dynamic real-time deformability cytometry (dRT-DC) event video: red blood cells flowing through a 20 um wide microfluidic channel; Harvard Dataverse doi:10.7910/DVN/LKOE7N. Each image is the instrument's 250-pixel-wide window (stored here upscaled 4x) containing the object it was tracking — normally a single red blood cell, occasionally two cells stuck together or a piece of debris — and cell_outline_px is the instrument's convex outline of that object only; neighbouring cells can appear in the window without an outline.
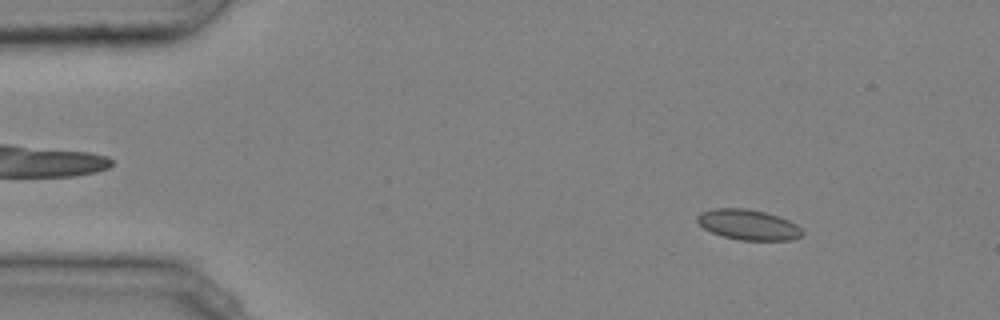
{"species": "common noctule bat (a hibernating species)", "species_latin": "Nyctalus noctula", "temperature_condition": "cold", "stored_images_in_passage": 43, "camera_frame_rate_fps": 3000, "um_per_image_px": 0.085, "animal": {"sex": "male", "body_mass_g": 20.4}, "frame": {"image": 1, "passage_image": 2, "time_ms": 0.333, "image_size_px": [1000, 320], "cell_outline_px": [[804, 232], [800, 236], [792, 240], [740, 240], [724, 236], [712, 232], [704, 228], [696, 220], [696, 216], [700, 212], [712, 208], [744, 208], [764, 212], [788, 220], [796, 224]], "centroid_in_image_um": [63.58, 19.09], "position_along_channel_um": 21.4, "area_um2": 18.44}}
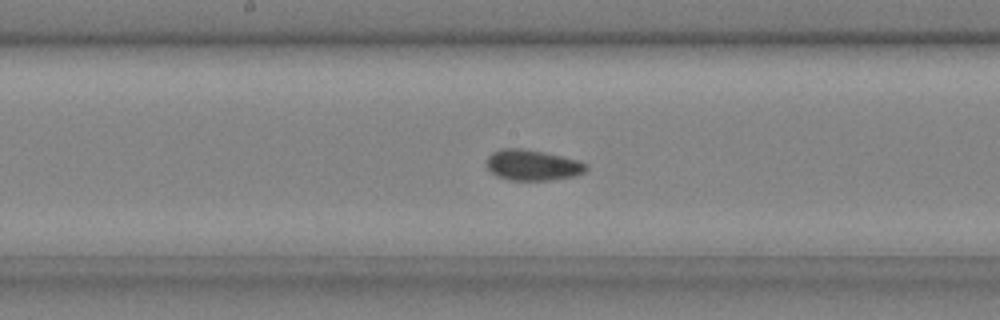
{"frame": {"image": 2, "passage_image": 21, "time_ms": 6.667, "image_size_px": [1000, 320], "cell_outline_px": [[588, 168], [584, 172], [572, 176], [548, 180], [508, 180], [496, 176], [488, 168], [488, 156], [492, 152], [500, 148], [524, 148], [544, 152], [576, 160], [588, 164]], "centroid_in_image_um": [45.24, 14.03], "position_along_channel_um": 203.0, "area_um2": 17.69}}
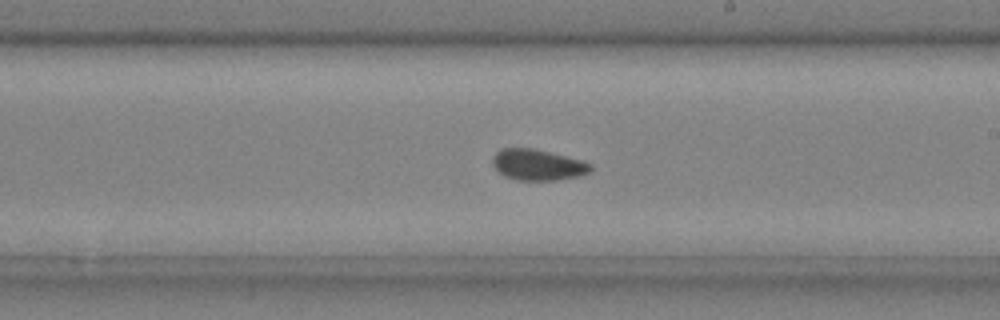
{"frame": {"image": 3, "passage_image": 24, "time_ms": 7.667, "image_size_px": [1000, 320], "cell_outline_px": [[592, 168], [588, 172], [580, 176], [556, 180], [516, 180], [504, 176], [492, 164], [492, 160], [496, 152], [500, 148], [532, 148], [584, 160], [592, 164]], "centroid_in_image_um": [45.72, 14.0], "position_along_channel_um": 243.3, "area_um2": 17.74}, "authors_computed_cell_mechanics": {"area_um2": 17.7446, "velocity_mm_per_s": 4.0489, "shape_relaxation_time_tau1_ms": null, "shape_relaxation_time_tau2_ms": 1.631, "deformation_change_tau1": null, "deformation_change_tau2": 0.0482}}